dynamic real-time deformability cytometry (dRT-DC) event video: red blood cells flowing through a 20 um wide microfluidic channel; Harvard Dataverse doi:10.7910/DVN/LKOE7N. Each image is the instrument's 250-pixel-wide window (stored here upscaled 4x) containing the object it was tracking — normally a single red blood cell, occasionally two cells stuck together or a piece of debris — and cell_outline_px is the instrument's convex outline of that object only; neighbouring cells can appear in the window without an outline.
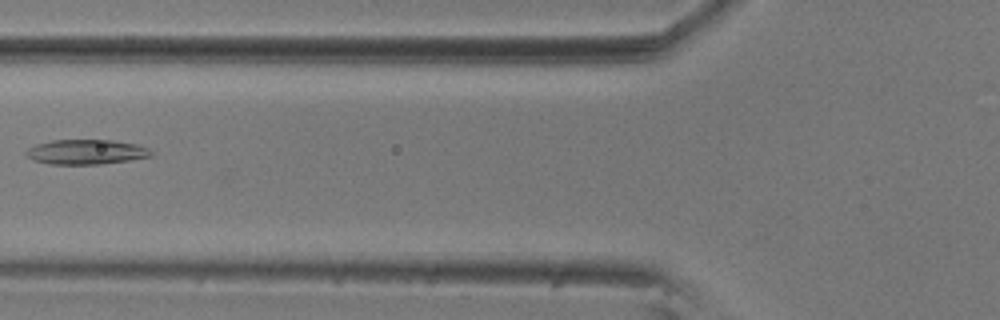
{"species": "common noctule bat (a hibernating species)", "species_latin": "Nyctalus noctula", "temperature_condition": "room temperature", "stored_images_in_passage": 7, "camera_frame_rate_fps": 3000, "um_per_image_px": 0.085, "animal": {"sex": "male", "body_mass_g": 20.5, "forearm_length_mm": 52.5}, "frame": {"image": 1, "passage_image": 4, "time_ms": 1.0, "image_size_px": [1000, 320], "cell_outline_px": [[152, 156], [128, 160], [100, 164], [52, 164], [32, 160], [24, 152], [28, 148], [36, 144], [52, 140], [112, 140], [136, 144], [148, 148], [152, 152]], "centroid_in_image_um": [7.3, 12.91], "position_along_channel_um": 118.5, "area_um2": 17.98}}
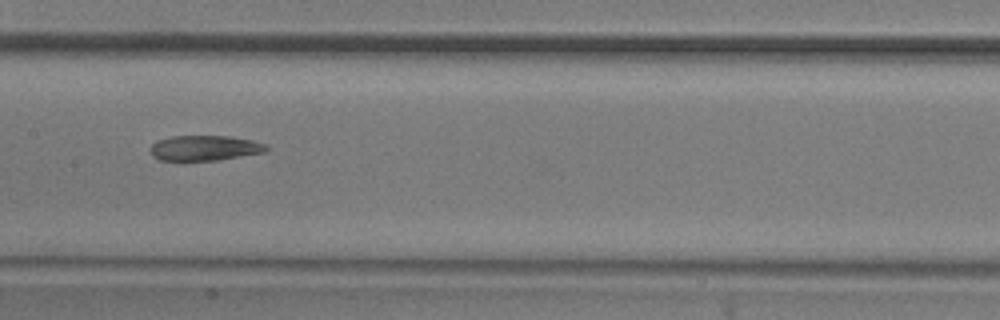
{"frame": {"image": 2, "passage_image": 6, "time_ms": 1.667, "image_size_px": [1000, 320], "cell_outline_px": [[268, 148], [264, 152], [216, 160], [160, 160], [152, 156], [148, 148], [156, 140], [172, 136], [232, 136], [252, 140], [268, 144]], "centroid_in_image_um": [17.37, 12.57], "position_along_channel_um": 190.0, "area_um2": 17.11}}
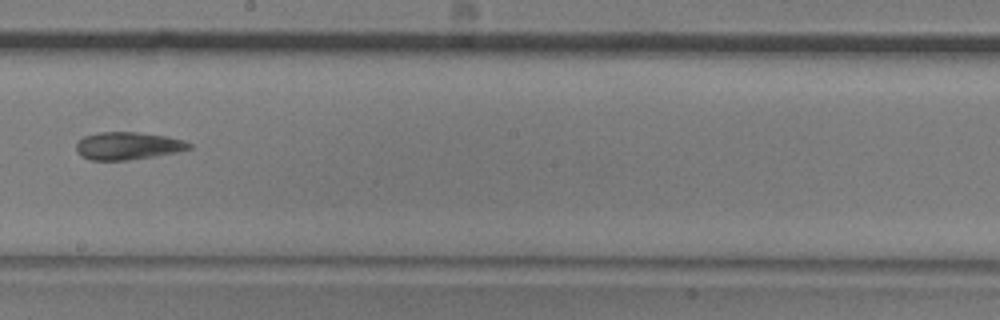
{"frame": {"image": 3, "passage_image": 7, "time_ms": 2.0, "image_size_px": [1000, 320], "cell_outline_px": [[192, 148], [176, 152], [156, 156], [128, 160], [92, 160], [80, 156], [76, 148], [76, 144], [84, 136], [96, 132], [136, 132], [168, 136], [184, 140], [192, 144]], "centroid_in_image_um": [10.88, 12.39], "position_along_channel_um": 237.3, "area_um2": 18.26}}